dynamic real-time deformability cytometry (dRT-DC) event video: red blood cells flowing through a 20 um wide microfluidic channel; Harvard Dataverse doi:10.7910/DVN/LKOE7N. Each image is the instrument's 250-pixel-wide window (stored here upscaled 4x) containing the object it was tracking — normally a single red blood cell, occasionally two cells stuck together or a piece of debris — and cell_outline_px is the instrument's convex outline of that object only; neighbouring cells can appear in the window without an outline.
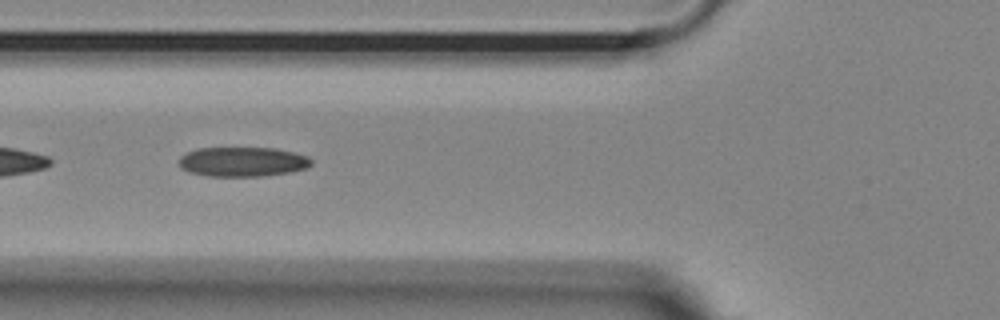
{"species": "Egyptian fruit bat (a non-hibernating species)", "species_latin": "Rousettus aegyptiacus", "temperature_condition": "room temperature", "stored_images_in_passage": 29, "camera_frame_rate_fps": 3000, "um_per_image_px": 0.085, "animal": {"sex": "female"}, "frame": {"image": 1, "passage_image": 19, "time_ms": 6.0, "image_size_px": [1000, 320], "cell_outline_px": [[312, 164], [304, 168], [288, 172], [264, 176], [208, 176], [192, 172], [180, 168], [180, 156], [196, 148], [272, 148], [292, 152], [308, 156], [312, 160]], "centroid_in_image_um": [20.61, 13.74], "position_along_channel_um": 105.2, "area_um2": 22.6}}
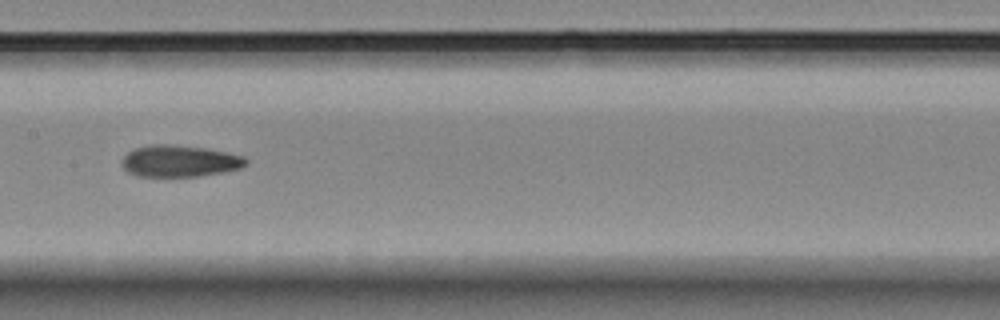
{"frame": {"image": 2, "passage_image": 26, "time_ms": 8.333, "image_size_px": [1000, 320], "cell_outline_px": [[248, 164], [240, 168], [224, 172], [196, 176], [136, 176], [128, 172], [120, 164], [120, 160], [128, 152], [136, 148], [148, 144], [168, 144], [208, 148], [244, 156], [248, 160]], "centroid_in_image_um": [15.26, 13.68], "position_along_channel_um": 192.1, "area_um2": 23.06}}